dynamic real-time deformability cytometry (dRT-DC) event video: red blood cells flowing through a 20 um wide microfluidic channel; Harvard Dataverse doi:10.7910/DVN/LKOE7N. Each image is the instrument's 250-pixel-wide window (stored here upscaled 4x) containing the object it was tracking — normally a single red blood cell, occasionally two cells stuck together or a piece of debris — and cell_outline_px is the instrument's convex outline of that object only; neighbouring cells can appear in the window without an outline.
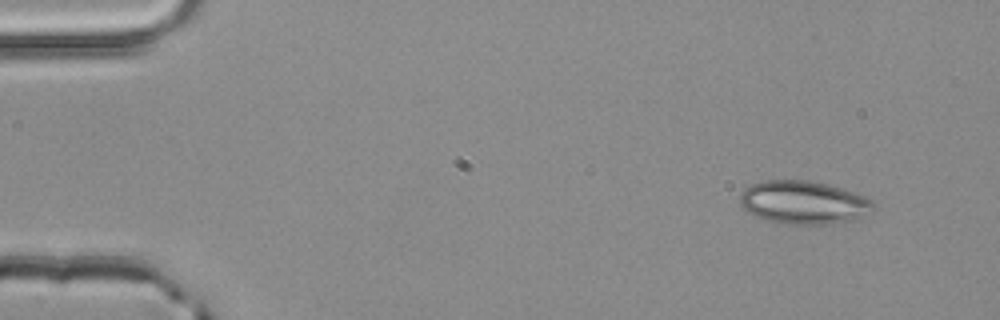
{"species": "common noctule bat (a hibernating species)", "species_latin": "Nyctalus noctula", "temperature_condition": "room temperature", "stored_images_in_passage": 51, "camera_frame_rate_fps": 3000, "um_per_image_px": 0.085, "animal": {"sex": "male", "body_mass_g": 20.4}, "frame": {"image": 1, "passage_image": 4, "time_ms": 1.0, "image_size_px": [1000, 320], "cell_outline_px": [[876, 208], [852, 220], [824, 224], [784, 224], [764, 220], [748, 212], [740, 204], [740, 192], [744, 188], [752, 184], [764, 180], [808, 180], [828, 184], [864, 196], [872, 200], [876, 204]], "centroid_in_image_um": [68.27, 17.2], "position_along_channel_um": 16.7, "area_um2": 33.58}}
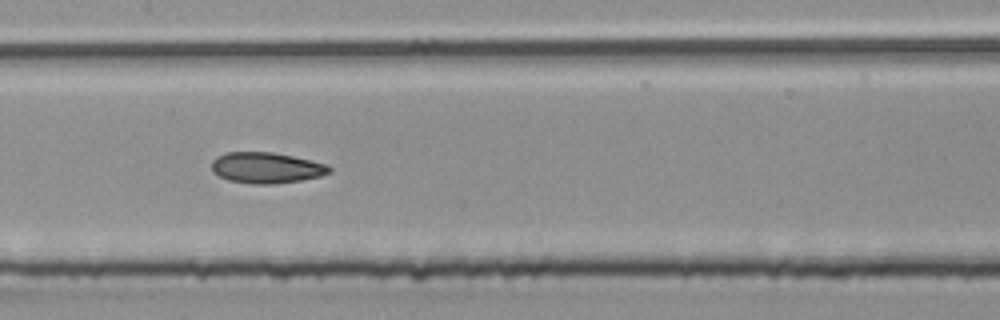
{"frame": {"image": 2, "passage_image": 25, "time_ms": 8.0, "image_size_px": [1000, 320], "cell_outline_px": [[332, 172], [320, 176], [300, 180], [276, 184], [256, 184], [228, 180], [212, 172], [212, 160], [216, 156], [224, 152], [272, 152], [292, 156], [328, 164], [332, 168]], "centroid_in_image_um": [22.64, 14.25], "position_along_channel_um": 184.8, "area_um2": 21.27}}
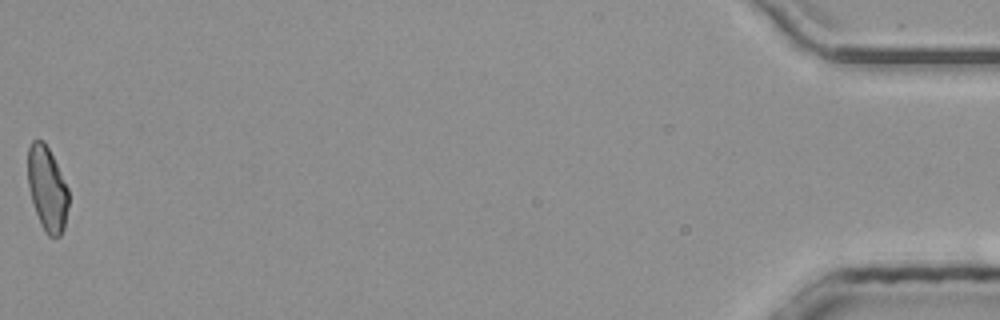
{"frame": {"image": 3, "passage_image": 51, "time_ms": 16.667, "image_size_px": [1000, 320], "cell_outline_px": [[68, 208], [64, 228], [60, 236], [48, 236], [44, 232], [40, 224], [28, 188], [28, 148], [32, 140], [44, 140], [68, 188]], "centroid_in_image_um": [4.0, 16.06], "position_along_channel_um": 431.2, "area_um2": 19.94}, "authors_computed_cell_mechanics": {"area_um2": 21.097, "velocity_mm_per_s": 4.0512, "shape_relaxation_time_tau1_ms": null, "shape_relaxation_time_tau2_ms": 3.1014, "deformation_change_tau1": null, "deformation_change_tau2": 0.1076}}